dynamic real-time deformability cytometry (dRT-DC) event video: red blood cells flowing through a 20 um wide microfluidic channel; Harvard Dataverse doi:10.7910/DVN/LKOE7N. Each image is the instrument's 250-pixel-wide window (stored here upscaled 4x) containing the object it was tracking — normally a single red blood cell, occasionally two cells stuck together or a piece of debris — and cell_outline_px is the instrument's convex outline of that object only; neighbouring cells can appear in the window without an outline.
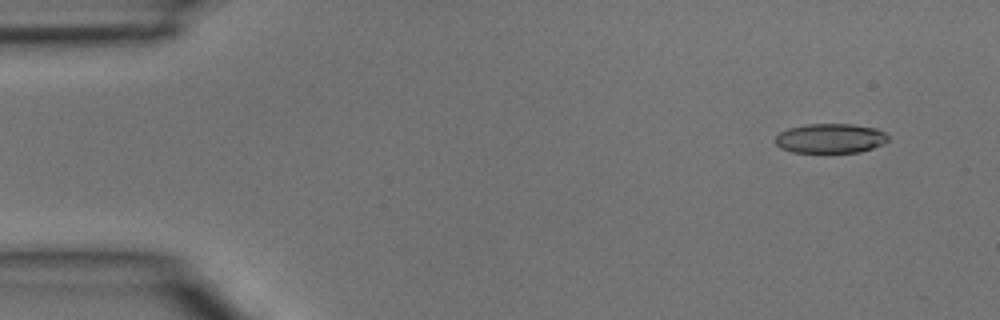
{"species": "common noctule bat (a hibernating species)", "species_latin": "Nyctalus noctula", "temperature_condition": "room temperature", "stored_images_in_passage": 4, "camera_frame_rate_fps": 3000, "um_per_image_px": 0.085, "animal": {"sex": "male", "body_mass_g": 15.6}, "frame": {"image": 1, "passage_image": 1, "time_ms": 0.0, "image_size_px": [1000, 320], "cell_outline_px": [[888, 140], [872, 148], [860, 152], [792, 152], [780, 148], [776, 144], [776, 136], [780, 132], [788, 128], [804, 124], [852, 124], [876, 128], [884, 132], [888, 136]], "centroid_in_image_um": [70.55, 11.75], "position_along_channel_um": 14.4, "area_um2": 19.36}}
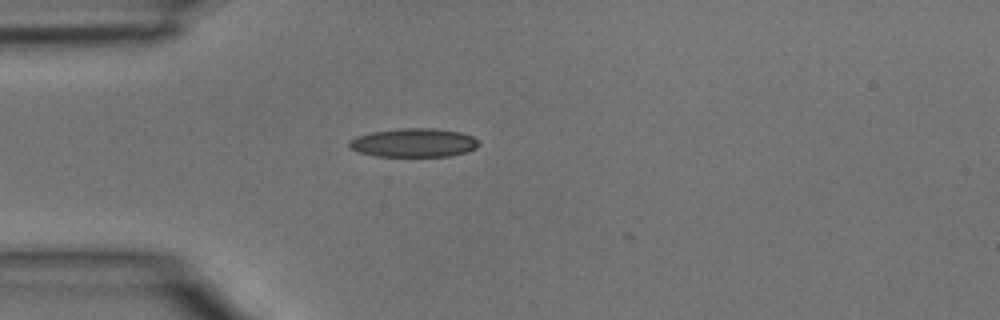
{"frame": {"image": 2, "passage_image": 3, "time_ms": 0.667, "image_size_px": [1000, 320], "cell_outline_px": [[480, 144], [476, 148], [468, 152], [452, 156], [372, 156], [348, 148], [348, 140], [356, 136], [372, 132], [396, 128], [436, 128], [460, 132], [472, 136]], "centroid_in_image_um": [35.15, 12.13], "position_along_channel_um": 49.9, "area_um2": 21.96}}